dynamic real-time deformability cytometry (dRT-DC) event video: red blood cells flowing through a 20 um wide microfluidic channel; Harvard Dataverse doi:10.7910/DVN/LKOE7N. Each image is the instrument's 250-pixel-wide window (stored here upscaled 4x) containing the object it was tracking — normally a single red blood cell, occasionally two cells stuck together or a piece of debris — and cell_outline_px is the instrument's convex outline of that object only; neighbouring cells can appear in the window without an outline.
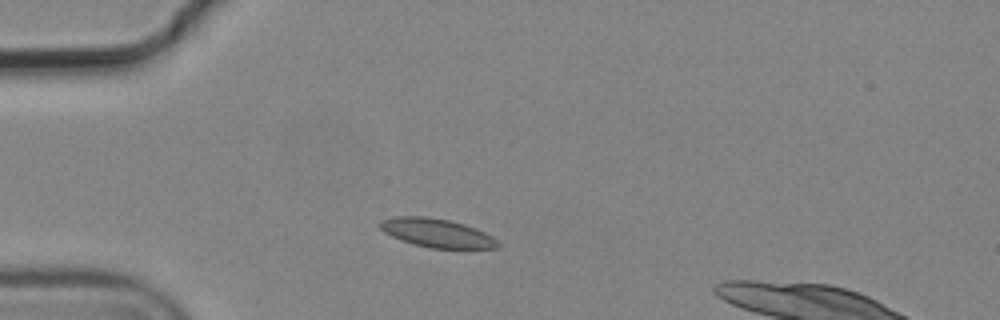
{"species": "common noctule bat (a hibernating species)", "species_latin": "Nyctalus noctula", "temperature_condition": "cold", "stored_images_in_passage": 4, "camera_frame_rate_fps": 3000, "um_per_image_px": 0.085, "animal": {"sex": "male", "body_mass_g": 19.2, "forearm_length_mm": 51.8}, "frame": {"image": 1, "passage_image": 1, "time_ms": 0.0, "image_size_px": [1000, 320], "cell_outline_px": [[500, 248], [428, 248], [412, 244], [400, 240], [384, 232], [376, 224], [380, 220], [396, 216], [424, 216], [448, 220], [464, 224], [476, 228], [492, 236], [500, 244]], "centroid_in_image_um": [37.09, 19.8], "position_along_channel_um": 47.9, "area_um2": 19.83}}
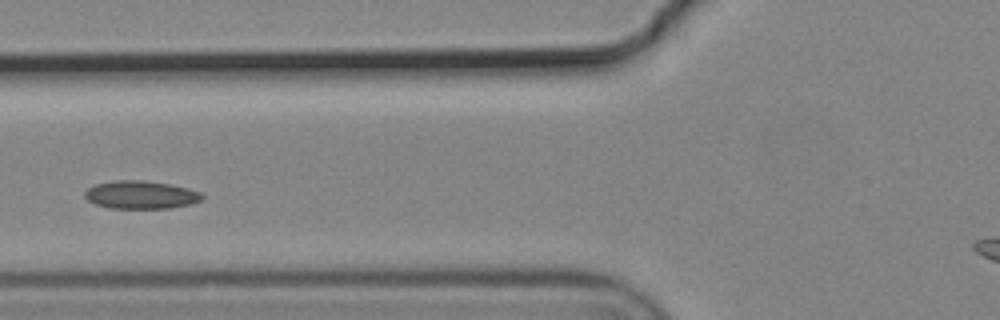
{"frame": {"image": 2, "passage_image": 3, "time_ms": 0.667, "image_size_px": [1000, 320], "cell_outline_px": [[204, 196], [200, 200], [192, 204], [168, 208], [108, 208], [96, 204], [88, 200], [84, 196], [84, 192], [88, 188], [96, 184], [116, 180], [144, 180], [168, 184], [188, 188], [200, 192]], "centroid_in_image_um": [11.96, 16.56], "position_along_channel_um": 113.8, "area_um2": 19.07}}
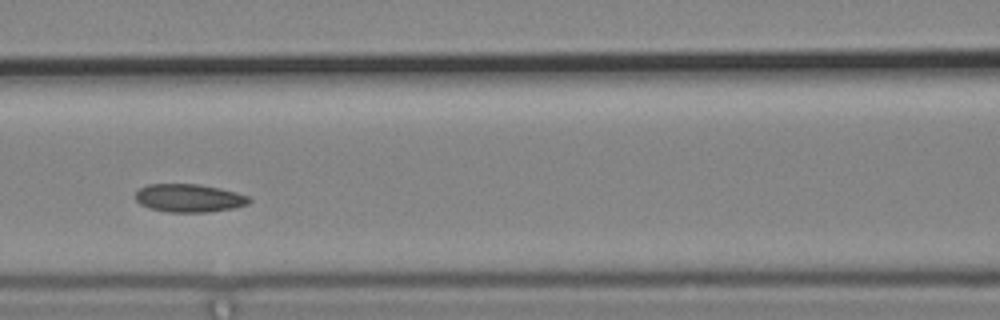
{"frame": {"image": 3, "passage_image": 4, "time_ms": 1.0, "image_size_px": [1000, 320], "cell_outline_px": [[252, 200], [248, 204], [232, 208], [208, 212], [168, 212], [148, 208], [140, 204], [136, 200], [136, 192], [140, 188], [148, 184], [200, 184], [220, 188], [236, 192], [248, 196]], "centroid_in_image_um": [16.07, 16.83], "position_along_channel_um": 150.5, "area_um2": 18.67}}